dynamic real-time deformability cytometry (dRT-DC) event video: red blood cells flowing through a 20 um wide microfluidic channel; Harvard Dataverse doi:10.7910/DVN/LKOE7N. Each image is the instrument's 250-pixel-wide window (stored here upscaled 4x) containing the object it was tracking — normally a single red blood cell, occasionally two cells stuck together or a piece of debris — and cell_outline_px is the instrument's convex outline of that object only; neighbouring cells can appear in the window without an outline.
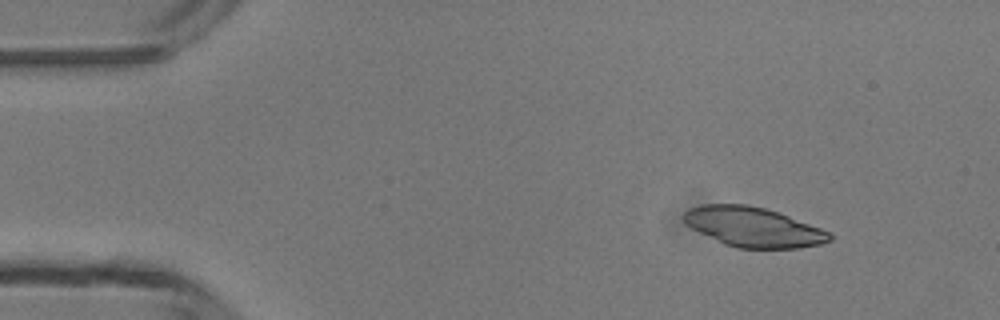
{"species": "common noctule bat (a hibernating species)", "species_latin": "Nyctalus noctula", "temperature_condition": "room temperature", "stored_images_in_passage": 3, "camera_frame_rate_fps": 3000, "um_per_image_px": 0.085, "animal": {"sex": "male", "body_mass_g": 13.3}, "frame": {"image": 1, "passage_image": 1, "time_ms": 0.0, "image_size_px": [1000, 320], "cell_outline_px": [[832, 240], [820, 244], [800, 248], [736, 248], [724, 244], [692, 228], [684, 220], [684, 212], [688, 208], [704, 204], [748, 204], [764, 208], [788, 216], [820, 228], [828, 232], [832, 236]], "centroid_in_image_um": [64.02, 19.3], "position_along_channel_um": 21.0, "area_um2": 33.35}}